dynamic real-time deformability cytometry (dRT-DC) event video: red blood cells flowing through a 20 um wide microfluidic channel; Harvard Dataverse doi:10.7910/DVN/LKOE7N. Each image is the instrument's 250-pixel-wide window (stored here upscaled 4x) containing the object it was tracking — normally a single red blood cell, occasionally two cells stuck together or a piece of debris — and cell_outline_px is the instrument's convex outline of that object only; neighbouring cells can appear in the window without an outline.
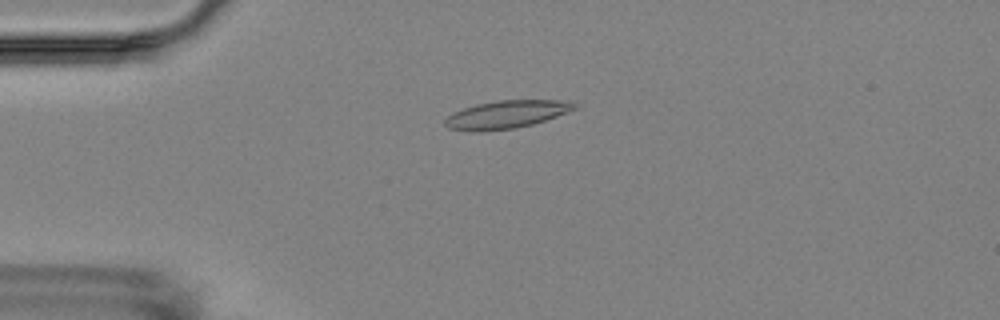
{"species": "Egyptian fruit bat (a non-hibernating species)", "species_latin": "Rousettus aegyptiacus", "temperature_condition": "room temperature", "stored_images_in_passage": 3, "camera_frame_rate_fps": 3000, "um_per_image_px": 0.085, "animal": {"sex": "female"}, "frame": {"image": 1, "passage_image": 3, "time_ms": 2.333, "image_size_px": [1000, 320], "cell_outline_px": [[580, 104], [576, 108], [556, 116], [532, 124], [516, 128], [480, 132], [468, 132], [448, 128], [444, 124], [444, 120], [452, 112], [476, 104], [496, 100], [568, 100]], "centroid_in_image_um": [43.01, 9.73], "position_along_channel_um": 42.0, "area_um2": 21.27}}